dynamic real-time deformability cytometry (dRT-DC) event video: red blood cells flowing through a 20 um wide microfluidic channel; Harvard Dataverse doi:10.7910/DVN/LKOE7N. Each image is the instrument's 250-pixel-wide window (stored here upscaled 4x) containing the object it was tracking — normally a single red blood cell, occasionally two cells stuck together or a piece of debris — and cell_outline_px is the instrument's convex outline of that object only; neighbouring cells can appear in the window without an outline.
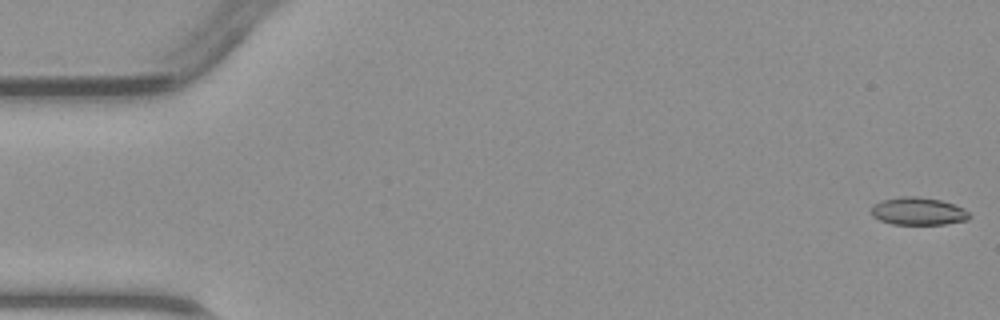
{"species": "common noctule bat (a hibernating species)", "species_latin": "Nyctalus noctula", "temperature_condition": "warm", "stored_images_in_passage": 4, "camera_frame_rate_fps": 3000, "um_per_image_px": 0.085, "animal": {"sex": "male", "body_mass_g": 23.1, "forearm_length_mm": 52.7}, "frame": {"image": 1, "passage_image": 1, "time_ms": 0.0, "image_size_px": [1000, 320], "cell_outline_px": [[972, 216], [968, 220], [944, 224], [892, 224], [880, 220], [872, 216], [872, 204], [884, 200], [900, 196], [916, 196], [940, 200], [964, 208]], "centroid_in_image_um": [78.05, 17.96], "position_along_channel_um": 6.9, "area_um2": 15.78}}